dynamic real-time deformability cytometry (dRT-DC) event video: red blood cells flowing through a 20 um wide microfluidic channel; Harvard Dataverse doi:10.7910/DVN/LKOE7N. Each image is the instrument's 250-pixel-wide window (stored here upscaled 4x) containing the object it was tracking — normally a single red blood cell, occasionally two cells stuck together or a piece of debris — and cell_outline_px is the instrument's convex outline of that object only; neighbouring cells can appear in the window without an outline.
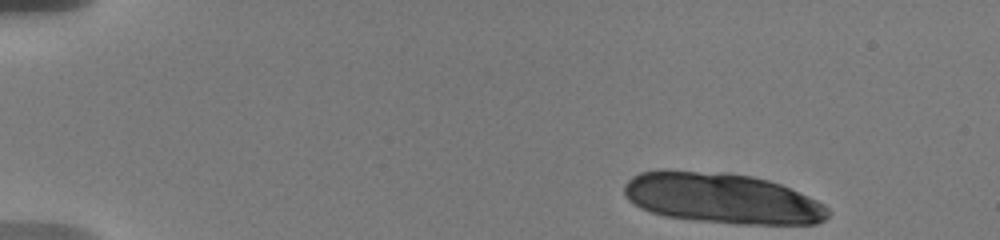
{"species": "human", "species_latin": "Homo sapiens", "temperature_condition": "warm", "stored_images_in_passage": 23, "camera_frame_rate_fps": 3000, "um_per_image_px": 0.085, "donor": {"sex": "male"}, "frame": {"image": 1, "passage_image": 1, "time_ms": 0.0, "image_size_px": [1000, 240], "cell_outline_px": [[828, 216], [824, 220], [816, 224], [736, 224], [692, 220], [664, 216], [640, 208], [628, 200], [624, 196], [624, 184], [632, 176], [640, 172], [660, 168], [668, 168], [728, 172], [752, 176], [768, 180], [780, 184], [808, 196], [824, 204], [828, 208]], "centroid_in_image_um": [61.3, 16.83], "position_along_channel_um": 23.7, "area_um2": 60.98}}